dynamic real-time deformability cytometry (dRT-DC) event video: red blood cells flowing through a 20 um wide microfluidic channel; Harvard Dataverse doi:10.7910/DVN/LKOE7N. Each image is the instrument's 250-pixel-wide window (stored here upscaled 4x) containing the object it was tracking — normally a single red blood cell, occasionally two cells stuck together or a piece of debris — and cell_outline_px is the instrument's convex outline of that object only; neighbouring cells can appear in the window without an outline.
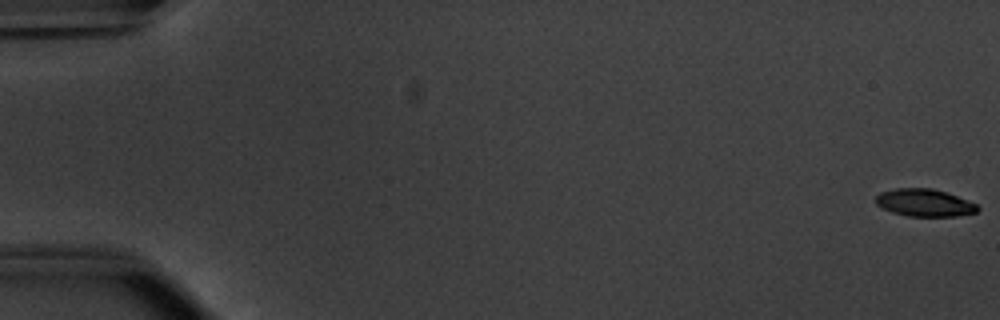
{"species": "common noctule bat (a hibernating species)", "species_latin": "Nyctalus noctula", "temperature_condition": "warm", "stored_images_in_passage": 12, "camera_frame_rate_fps": 3000, "um_per_image_px": 0.085, "animal": {"sex": "male", "body_mass_g": 20.1, "forearm_length_mm": 53.5}, "frame": {"image": 1, "passage_image": 1, "time_ms": 0.0, "image_size_px": [1000, 320], "cell_outline_px": [[980, 208], [976, 212], [956, 216], [908, 216], [892, 212], [876, 204], [876, 196], [880, 192], [896, 188], [932, 188], [956, 196], [976, 204]], "centroid_in_image_um": [78.56, 17.23], "position_along_channel_um": 6.4, "area_um2": 16.07}}